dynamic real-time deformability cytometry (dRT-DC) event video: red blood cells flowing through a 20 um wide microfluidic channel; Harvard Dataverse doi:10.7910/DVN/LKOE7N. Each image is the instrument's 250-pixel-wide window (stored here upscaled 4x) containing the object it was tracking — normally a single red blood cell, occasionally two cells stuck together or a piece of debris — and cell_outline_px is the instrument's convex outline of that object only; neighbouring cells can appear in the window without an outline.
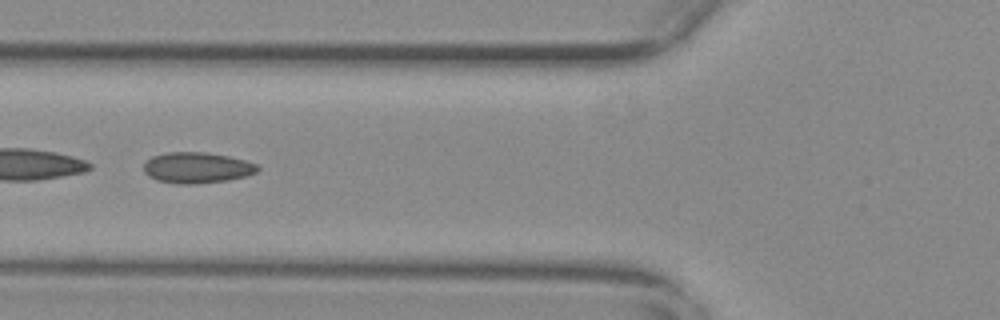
{"species": "common noctule bat (a hibernating species)", "species_latin": "Nyctalus noctula", "temperature_condition": "warm", "stored_images_in_passage": 54, "camera_frame_rate_fps": 3000, "um_per_image_px": 0.085, "animal": {"sex": "female", "body_mass_g": 29.2, "forearm_length_mm": 56.3}, "frame": {"image": 1, "passage_image": 21, "time_ms": 6.667, "image_size_px": [1000, 320], "cell_outline_px": [[260, 168], [256, 172], [248, 176], [228, 180], [192, 184], [180, 184], [156, 180], [148, 176], [144, 172], [144, 160], [152, 156], [168, 152], [208, 152], [228, 156], [244, 160], [256, 164]], "centroid_in_image_um": [16.72, 14.25], "position_along_channel_um": 109.1, "area_um2": 20.63}}
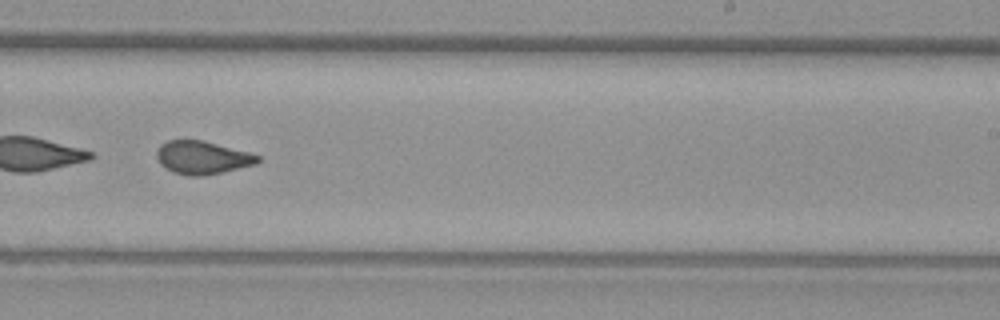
{"frame": {"image": 2, "passage_image": 34, "time_ms": 11.0, "image_size_px": [1000, 320], "cell_outline_px": [[260, 160], [256, 164], [204, 176], [188, 176], [172, 172], [160, 164], [156, 156], [156, 152], [160, 144], [168, 140], [200, 140], [248, 152], [260, 156]], "centroid_in_image_um": [17.16, 13.4], "position_along_channel_um": 271.8, "area_um2": 19.36}, "authors_computed_cell_mechanics": {"area_um2": 21.0392, "velocity_mm_per_s": 3.7594, "shape_relaxation_time_tau1_ms": null, "shape_relaxation_time_tau2_ms": 1.1651, "deformation_change_tau1": null, "deformation_change_tau2": 0.0674}}